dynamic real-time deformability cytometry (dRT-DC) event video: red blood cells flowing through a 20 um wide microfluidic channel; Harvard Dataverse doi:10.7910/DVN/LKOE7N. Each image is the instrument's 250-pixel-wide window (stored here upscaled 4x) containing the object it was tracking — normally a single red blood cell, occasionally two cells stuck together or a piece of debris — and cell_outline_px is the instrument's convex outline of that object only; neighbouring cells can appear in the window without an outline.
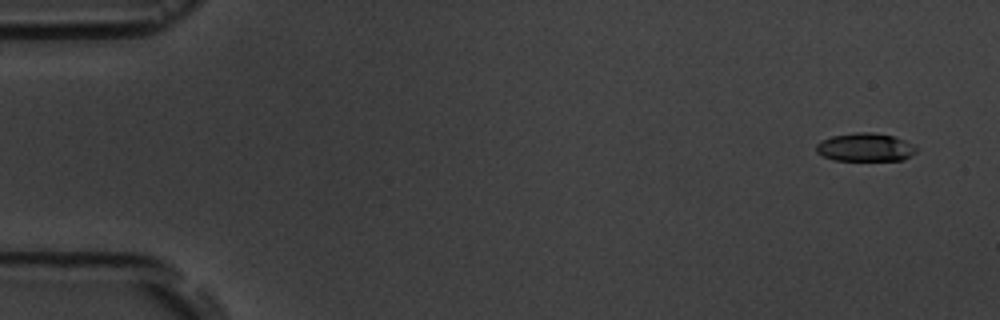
{"species": "common noctule bat (a hibernating species)", "species_latin": "Nyctalus noctula", "temperature_condition": "room temperature", "stored_images_in_passage": 4, "camera_frame_rate_fps": 3000, "um_per_image_px": 0.085, "animal": {"sex": "male", "body_mass_g": 19.5, "forearm_length_mm": 54.6}, "frame": {"image": 1, "passage_image": 1, "time_ms": 0.0, "image_size_px": [1000, 320], "cell_outline_px": [[916, 152], [912, 156], [904, 160], [832, 160], [816, 152], [816, 144], [820, 140], [832, 136], [856, 132], [872, 132], [892, 136], [904, 140], [912, 144], [916, 148]], "centroid_in_image_um": [73.53, 12.52], "position_along_channel_um": 11.5, "area_um2": 16.53}}